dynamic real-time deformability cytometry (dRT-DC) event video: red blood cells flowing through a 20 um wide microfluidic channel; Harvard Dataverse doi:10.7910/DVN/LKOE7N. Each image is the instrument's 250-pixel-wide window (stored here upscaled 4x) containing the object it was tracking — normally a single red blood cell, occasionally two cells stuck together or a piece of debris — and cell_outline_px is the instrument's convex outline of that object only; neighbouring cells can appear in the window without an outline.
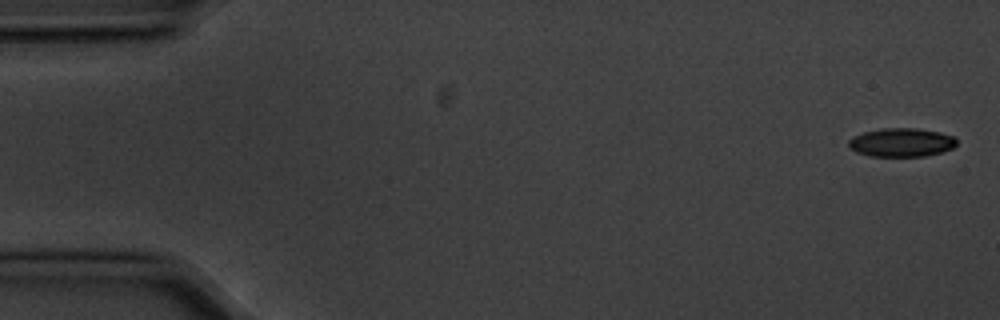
{"species": "common noctule bat (a hibernating species)", "species_latin": "Nyctalus noctula", "temperature_condition": "cold", "stored_images_in_passage": 5, "camera_frame_rate_fps": 3000, "um_per_image_px": 0.085, "animal": {"sex": "male", "body_mass_g": 20.1, "forearm_length_mm": 53.5}, "frame": {"image": 1, "passage_image": 1, "time_ms": 0.0, "image_size_px": [1000, 320], "cell_outline_px": [[956, 144], [952, 148], [940, 152], [924, 156], [868, 156], [856, 152], [848, 144], [848, 140], [852, 136], [864, 132], [880, 128], [916, 128], [940, 132], [956, 136]], "centroid_in_image_um": [76.61, 12.09], "position_along_channel_um": 8.4, "area_um2": 18.09}}
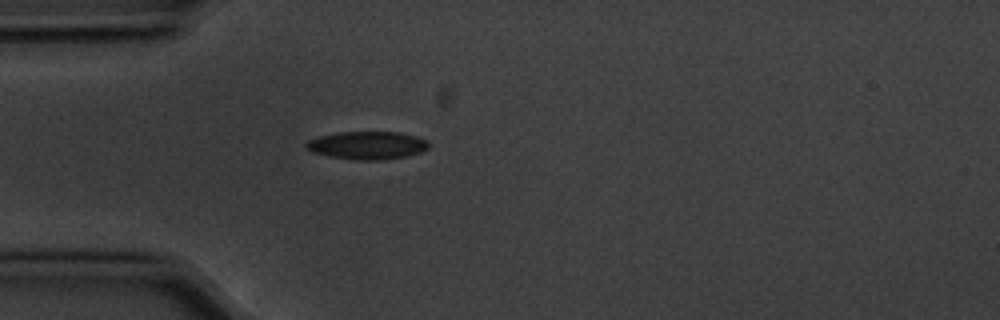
{"frame": {"image": 2, "passage_image": 5, "time_ms": 1.333, "image_size_px": [1000, 320], "cell_outline_px": [[428, 148], [420, 152], [408, 156], [380, 160], [356, 160], [328, 156], [312, 152], [304, 148], [304, 144], [308, 140], [320, 136], [336, 132], [400, 132], [416, 136], [428, 140]], "centroid_in_image_um": [31.19, 12.35], "position_along_channel_um": 53.8, "area_um2": 20.11}}